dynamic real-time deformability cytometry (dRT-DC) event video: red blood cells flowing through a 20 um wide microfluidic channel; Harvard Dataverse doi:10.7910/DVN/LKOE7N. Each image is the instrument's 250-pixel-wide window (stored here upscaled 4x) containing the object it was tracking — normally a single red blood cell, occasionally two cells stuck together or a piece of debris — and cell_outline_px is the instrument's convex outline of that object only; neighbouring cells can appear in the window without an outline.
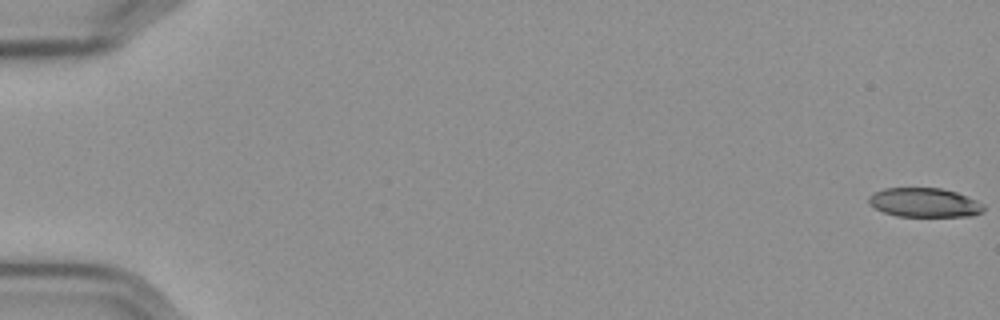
{"species": "Egyptian fruit bat (a non-hibernating species)", "species_latin": "Rousettus aegyptiacus", "temperature_condition": "cold", "stored_images_in_passage": 20, "camera_frame_rate_fps": 3000, "um_per_image_px": 0.085, "frame": {"image": 1, "passage_image": 1, "time_ms": 0.0, "image_size_px": [1000, 320], "cell_outline_px": [[984, 212], [972, 216], [896, 216], [884, 212], [868, 204], [868, 196], [872, 192], [884, 188], [940, 188], [956, 192], [976, 200], [984, 204]], "centroid_in_image_um": [78.56, 17.22], "position_along_channel_um": 6.4, "area_um2": 19.65}}
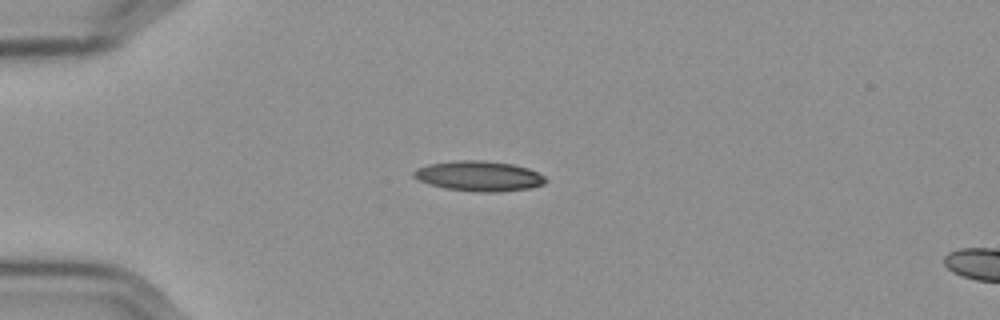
{"frame": {"image": 2, "passage_image": 16, "time_ms": 5.0, "image_size_px": [1000, 320], "cell_outline_px": [[548, 180], [544, 184], [528, 188], [496, 192], [476, 192], [448, 188], [428, 184], [412, 176], [412, 172], [416, 168], [428, 164], [456, 160], [480, 160], [512, 164], [528, 168], [544, 176]], "centroid_in_image_um": [40.69, 14.96], "position_along_channel_um": 44.3, "area_um2": 23.06}}